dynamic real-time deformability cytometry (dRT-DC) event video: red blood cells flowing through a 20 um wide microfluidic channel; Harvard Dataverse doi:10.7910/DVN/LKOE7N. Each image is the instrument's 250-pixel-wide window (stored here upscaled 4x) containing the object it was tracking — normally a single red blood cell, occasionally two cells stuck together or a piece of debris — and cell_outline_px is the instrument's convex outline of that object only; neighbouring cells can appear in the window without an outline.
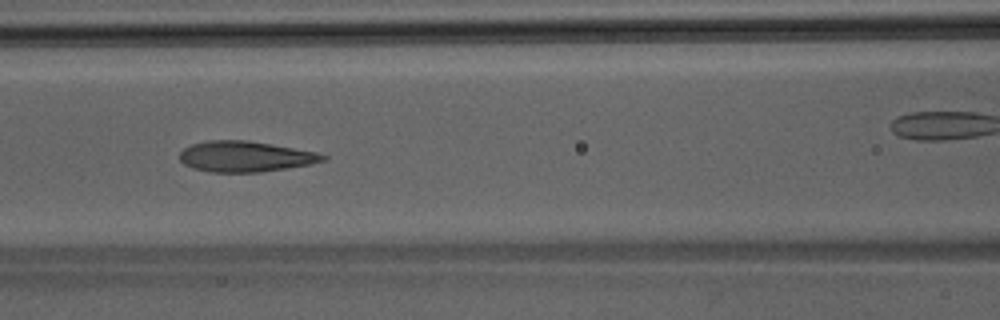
{"species": "Egyptian fruit bat (a non-hibernating species)", "species_latin": "Rousettus aegyptiacus", "temperature_condition": "room temperature", "stored_images_in_passage": 40, "camera_frame_rate_fps": 3000, "um_per_image_px": 0.085, "animal": {"sex": "male"}, "frame": {"image": 1, "passage_image": 18, "time_ms": 5.667, "image_size_px": [1000, 320], "cell_outline_px": [[328, 160], [312, 164], [260, 172], [212, 172], [192, 168], [184, 164], [180, 160], [180, 152], [184, 148], [192, 144], [208, 140], [248, 140], [316, 152], [328, 156]], "centroid_in_image_um": [20.86, 13.3], "position_along_channel_um": 145.7, "area_um2": 25.61}}